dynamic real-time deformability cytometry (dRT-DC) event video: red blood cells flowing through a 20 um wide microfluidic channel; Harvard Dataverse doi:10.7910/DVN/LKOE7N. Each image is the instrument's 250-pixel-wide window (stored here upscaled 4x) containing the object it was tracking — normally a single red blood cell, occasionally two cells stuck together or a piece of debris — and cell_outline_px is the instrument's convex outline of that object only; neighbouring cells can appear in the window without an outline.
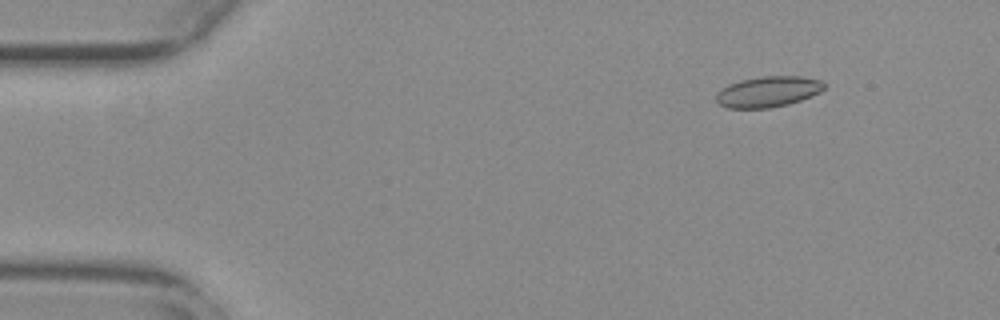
{"species": "common noctule bat (a hibernating species)", "species_latin": "Nyctalus noctula", "temperature_condition": "warm", "stored_images_in_passage": 49, "camera_frame_rate_fps": 3000, "um_per_image_px": 0.085, "animal": {"sex": "female", "body_mass_g": 29.2, "forearm_length_mm": 56.3}, "frame": {"image": 1, "passage_image": 1, "time_ms": 0.0, "image_size_px": [1000, 320], "cell_outline_px": [[824, 88], [820, 92], [800, 100], [788, 104], [768, 108], [728, 108], [720, 104], [716, 100], [716, 92], [728, 84], [740, 80], [760, 76], [800, 76], [820, 80], [824, 84]], "centroid_in_image_um": [65.25, 7.79], "position_along_channel_um": 19.7, "area_um2": 19.31}}
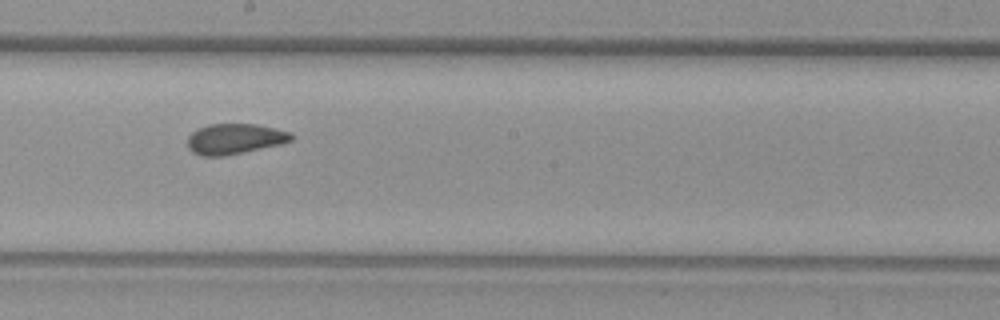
{"frame": {"image": 2, "passage_image": 25, "time_ms": 8.0, "image_size_px": [1000, 320], "cell_outline_px": [[296, 136], [292, 140], [280, 144], [224, 156], [200, 156], [192, 152], [188, 148], [188, 136], [192, 132], [208, 124], [256, 124], [292, 132]], "centroid_in_image_um": [19.96, 11.8], "position_along_channel_um": 228.2, "area_um2": 18.44}}
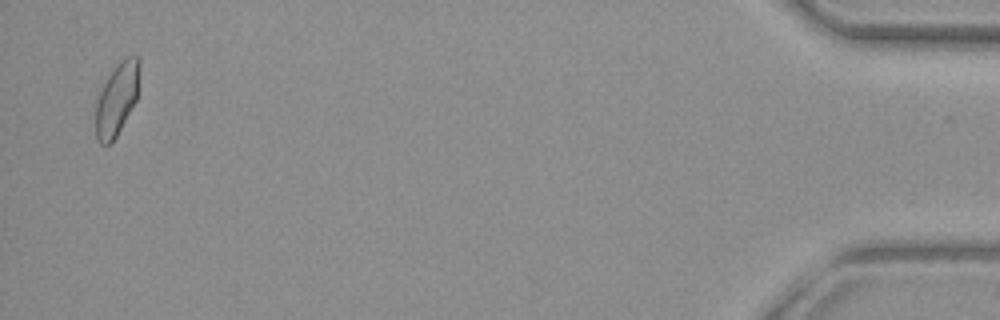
{"frame": {"image": 3, "passage_image": 48, "time_ms": 15.667, "image_size_px": [1000, 320], "cell_outline_px": [[140, 68], [136, 100], [116, 136], [108, 144], [100, 144], [96, 140], [96, 104], [100, 92], [112, 68], [124, 56], [140, 56]], "centroid_in_image_um": [9.94, 8.36], "position_along_channel_um": 425.3, "area_um2": 18.38}, "authors_computed_cell_mechanics": {"area_um2": 18.8428, "velocity_mm_per_s": 3.7773, "shape_relaxation_time_tau1_ms": null, "shape_relaxation_time_tau2_ms": 1.2524, "deformation_change_tau1": null, "deformation_change_tau2": 0.057}}